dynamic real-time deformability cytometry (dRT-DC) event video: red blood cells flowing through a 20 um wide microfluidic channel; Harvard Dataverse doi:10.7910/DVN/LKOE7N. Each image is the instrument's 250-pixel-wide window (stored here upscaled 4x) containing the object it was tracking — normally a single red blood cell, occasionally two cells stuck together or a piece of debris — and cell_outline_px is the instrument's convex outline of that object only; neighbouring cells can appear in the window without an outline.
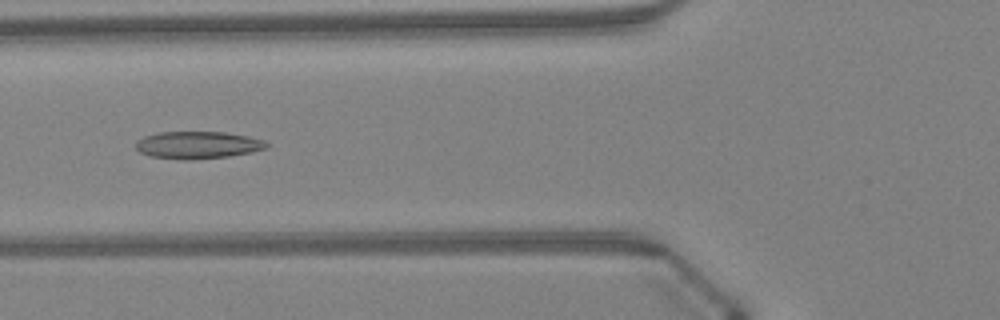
{"species": "Egyptian fruit bat (a non-hibernating species)", "species_latin": "Rousettus aegyptiacus", "temperature_condition": "warm", "stored_images_in_passage": 47, "camera_frame_rate_fps": 3000, "um_per_image_px": 0.085, "animal": {"sex": "female"}, "frame": {"image": 1, "passage_image": 18, "time_ms": 5.667, "image_size_px": [1000, 320], "cell_outline_px": [[268, 148], [252, 152], [228, 156], [188, 160], [184, 160], [152, 156], [140, 152], [136, 148], [136, 140], [144, 136], [160, 132], [224, 132], [248, 136], [264, 140], [268, 144]], "centroid_in_image_um": [16.82, 12.32], "position_along_channel_um": 109.0, "area_um2": 20.75}}
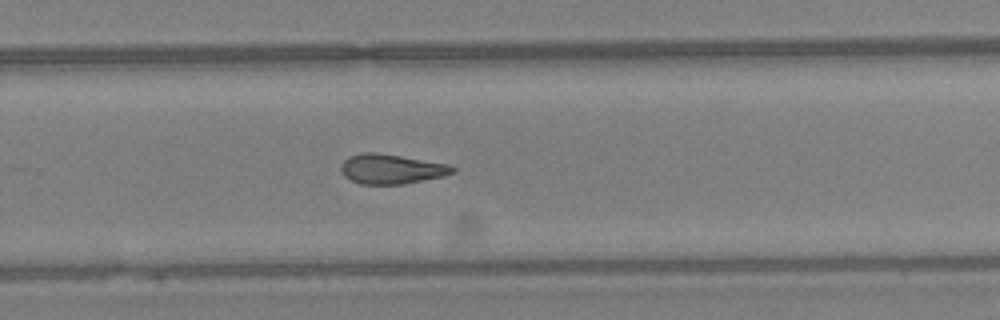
{"frame": {"image": 2, "passage_image": 31, "time_ms": 10.0, "image_size_px": [1000, 320], "cell_outline_px": [[456, 172], [444, 176], [404, 184], [360, 184], [344, 176], [340, 172], [340, 164], [348, 156], [364, 152], [376, 152], [448, 164], [456, 168]], "centroid_in_image_um": [33.24, 14.36], "position_along_channel_um": 296.6, "area_um2": 19.42}}
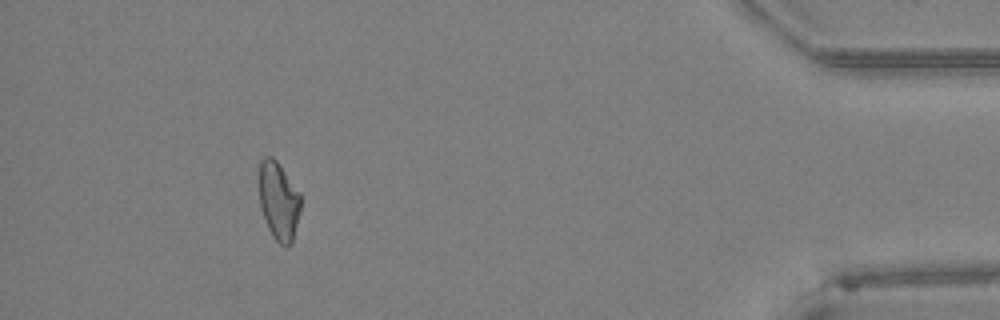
{"frame": {"image": 3, "passage_image": 43, "time_ms": 14.0, "image_size_px": [1000, 320], "cell_outline_px": [[300, 212], [292, 244], [288, 248], [284, 248], [272, 236], [268, 228], [260, 204], [260, 160], [264, 156], [272, 156], [276, 160], [300, 192]], "centroid_in_image_um": [23.71, 17.11], "position_along_channel_um": 411.5, "area_um2": 18.96}, "authors_computed_cell_mechanics": {"area_um2": 19.7098, "velocity_mm_per_s": 4.3516, "shape_relaxation_time_tau1_ms": null, "shape_relaxation_time_tau2_ms": 6.4466, "deformation_change_tau1": null, "deformation_change_tau2": 0.163}}